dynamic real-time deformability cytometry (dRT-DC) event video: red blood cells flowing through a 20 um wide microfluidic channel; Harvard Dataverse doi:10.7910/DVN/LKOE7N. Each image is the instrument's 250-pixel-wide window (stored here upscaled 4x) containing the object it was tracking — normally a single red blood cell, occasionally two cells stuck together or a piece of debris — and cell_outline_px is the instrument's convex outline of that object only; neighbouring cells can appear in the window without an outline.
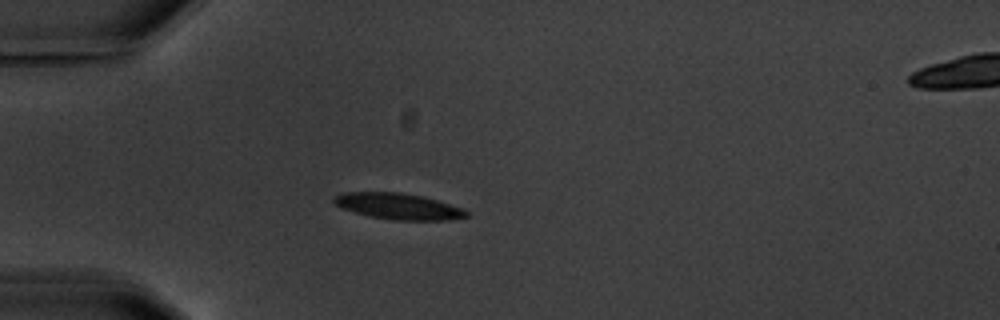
{"species": "common noctule bat (a hibernating species)", "species_latin": "Nyctalus noctula", "temperature_condition": "warm", "stored_images_in_passage": 7, "camera_frame_rate_fps": 3000, "um_per_image_px": 0.085, "animal": {"sex": "male", "body_mass_g": 20.1, "forearm_length_mm": 53.5}, "frame": {"image": 1, "passage_image": 4, "time_ms": 4.0, "image_size_px": [1000, 320], "cell_outline_px": [[468, 216], [448, 220], [392, 220], [372, 216], [356, 212], [344, 208], [336, 204], [332, 200], [332, 196], [340, 192], [400, 192], [424, 196], [464, 208], [468, 212]], "centroid_in_image_um": [33.87, 17.52], "position_along_channel_um": 51.1, "area_um2": 20.17}}
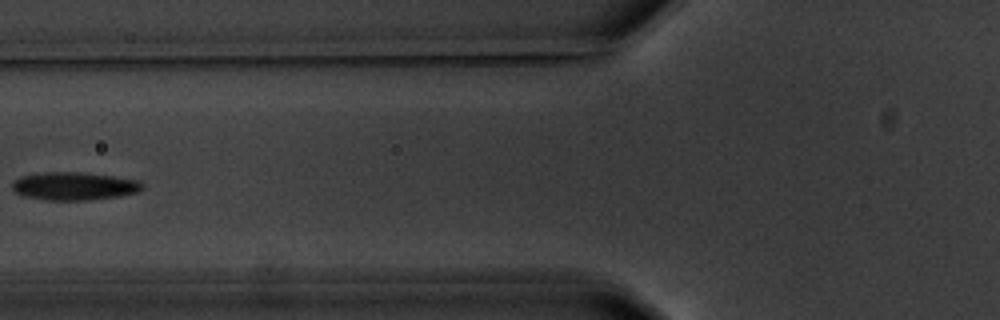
{"frame": {"image": 2, "passage_image": 6, "time_ms": 6.333, "image_size_px": [1000, 320], "cell_outline_px": [[144, 188], [136, 192], [120, 196], [88, 200], [48, 200], [24, 196], [16, 192], [12, 188], [12, 180], [20, 176], [44, 172], [80, 172], [112, 176], [140, 180], [144, 184]], "centroid_in_image_um": [6.31, 15.81], "position_along_channel_um": 119.5, "area_um2": 21.33}}